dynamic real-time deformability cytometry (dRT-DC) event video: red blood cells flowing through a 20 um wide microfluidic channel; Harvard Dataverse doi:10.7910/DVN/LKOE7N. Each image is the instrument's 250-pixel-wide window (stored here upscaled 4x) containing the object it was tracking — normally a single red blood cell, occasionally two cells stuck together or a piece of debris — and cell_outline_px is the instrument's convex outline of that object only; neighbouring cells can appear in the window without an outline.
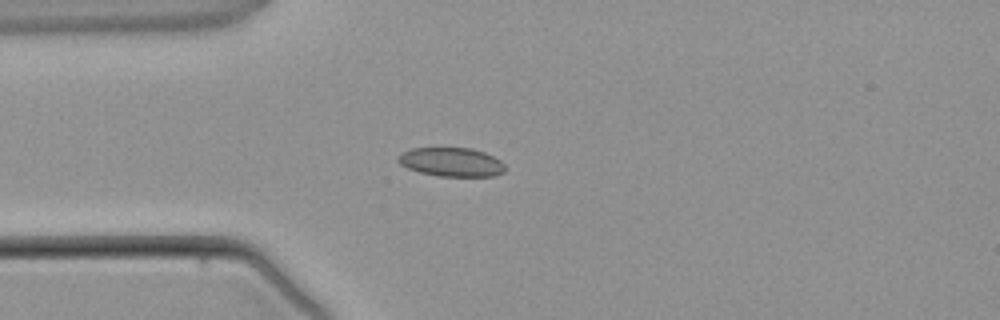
{"species": "common noctule bat (a hibernating species)", "species_latin": "Nyctalus noctula", "temperature_condition": "warm", "stored_images_in_passage": 3, "camera_frame_rate_fps": 3000, "um_per_image_px": 0.085, "animal": {"sex": "male", "body_mass_g": 21.5, "forearm_length_mm": 52.0}, "frame": {"image": 1, "passage_image": 3, "time_ms": 2.333, "image_size_px": [1000, 320], "cell_outline_px": [[504, 172], [496, 176], [440, 176], [420, 172], [408, 168], [400, 164], [396, 160], [396, 156], [412, 148], [472, 148], [484, 152], [500, 160], [504, 164]], "centroid_in_image_um": [38.36, 13.77], "position_along_channel_um": 46.6, "area_um2": 17.98}}